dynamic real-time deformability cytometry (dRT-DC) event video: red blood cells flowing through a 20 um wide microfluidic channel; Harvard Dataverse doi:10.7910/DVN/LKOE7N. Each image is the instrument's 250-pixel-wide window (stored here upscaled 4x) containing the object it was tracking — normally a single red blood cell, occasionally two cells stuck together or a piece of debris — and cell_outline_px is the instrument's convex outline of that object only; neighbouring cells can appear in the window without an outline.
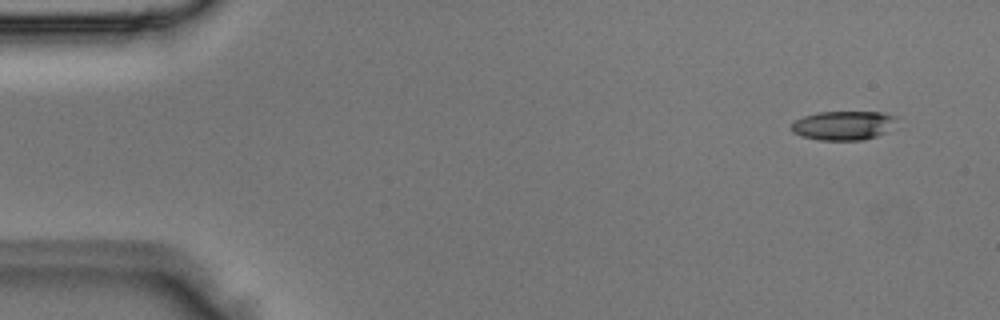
{"species": "Egyptian fruit bat (a non-hibernating species)", "species_latin": "Rousettus aegyptiacus", "temperature_condition": "room temperature", "stored_images_in_passage": 4, "camera_frame_rate_fps": 3000, "um_per_image_px": 0.085, "animal": {"sex": "male"}, "frame": {"image": 1, "passage_image": 1, "time_ms": 0.0, "image_size_px": [1000, 320], "cell_outline_px": [[896, 116], [884, 132], [876, 136], [864, 140], [820, 140], [800, 136], [792, 132], [792, 124], [796, 120], [804, 116], [816, 112], [884, 112]], "centroid_in_image_um": [71.61, 10.66], "position_along_channel_um": 13.4, "area_um2": 17.51}}
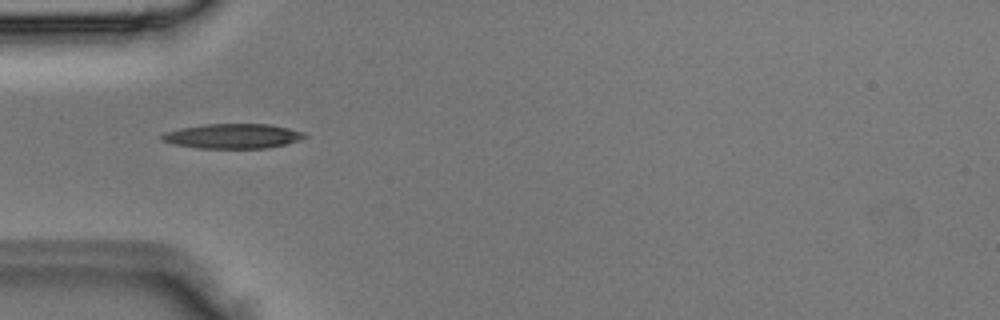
{"frame": {"image": 2, "passage_image": 3, "time_ms": 0.667, "image_size_px": [1000, 320], "cell_outline_px": [[308, 136], [300, 140], [268, 148], [200, 148], [176, 144], [160, 140], [160, 136], [168, 132], [180, 128], [204, 124], [268, 124], [288, 128], [304, 132]], "centroid_in_image_um": [19.81, 11.56], "position_along_channel_um": 65.2, "area_um2": 20.4}}